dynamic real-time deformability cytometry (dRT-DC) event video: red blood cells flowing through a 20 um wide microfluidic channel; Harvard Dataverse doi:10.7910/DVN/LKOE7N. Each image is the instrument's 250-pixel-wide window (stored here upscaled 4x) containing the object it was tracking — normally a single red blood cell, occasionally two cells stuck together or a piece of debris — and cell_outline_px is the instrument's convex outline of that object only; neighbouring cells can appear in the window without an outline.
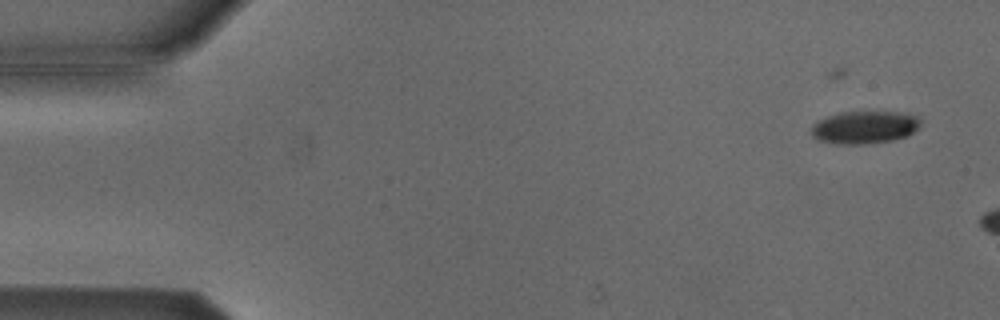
{"species": "Egyptian fruit bat (a non-hibernating species)", "species_latin": "Rousettus aegyptiacus", "temperature_condition": "cold", "stored_images_in_passage": 8, "camera_frame_rate_fps": 3000, "um_per_image_px": 0.085, "animal": {"sex": "male"}, "frame": {"image": 1, "passage_image": 2, "time_ms": 0.333, "image_size_px": [1000, 320], "cell_outline_px": [[920, 128], [908, 136], [892, 140], [860, 144], [840, 144], [820, 140], [812, 136], [812, 124], [828, 116], [840, 112], [896, 112], [916, 116], [920, 120]], "centroid_in_image_um": [73.51, 10.82], "position_along_channel_um": 11.5, "area_um2": 20.58}}